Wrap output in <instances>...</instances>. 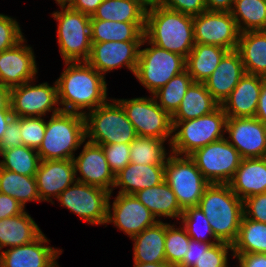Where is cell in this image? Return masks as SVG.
I'll return each mask as SVG.
<instances>
[{"instance_id":"obj_1","label":"cell","mask_w":266,"mask_h":267,"mask_svg":"<svg viewBox=\"0 0 266 267\" xmlns=\"http://www.w3.org/2000/svg\"><path fill=\"white\" fill-rule=\"evenodd\" d=\"M64 64L56 79L61 111L85 115L110 99L106 78L86 61Z\"/></svg>"},{"instance_id":"obj_2","label":"cell","mask_w":266,"mask_h":267,"mask_svg":"<svg viewBox=\"0 0 266 267\" xmlns=\"http://www.w3.org/2000/svg\"><path fill=\"white\" fill-rule=\"evenodd\" d=\"M144 37L186 59L195 45L193 16L158 5L146 11Z\"/></svg>"},{"instance_id":"obj_3","label":"cell","mask_w":266,"mask_h":267,"mask_svg":"<svg viewBox=\"0 0 266 267\" xmlns=\"http://www.w3.org/2000/svg\"><path fill=\"white\" fill-rule=\"evenodd\" d=\"M198 206L208 219L215 237L232 245L244 215L243 200L231 190L229 184L214 183L206 187Z\"/></svg>"},{"instance_id":"obj_4","label":"cell","mask_w":266,"mask_h":267,"mask_svg":"<svg viewBox=\"0 0 266 267\" xmlns=\"http://www.w3.org/2000/svg\"><path fill=\"white\" fill-rule=\"evenodd\" d=\"M85 141L84 115L60 111L46 121L45 135L37 152L40 160H73Z\"/></svg>"},{"instance_id":"obj_5","label":"cell","mask_w":266,"mask_h":267,"mask_svg":"<svg viewBox=\"0 0 266 267\" xmlns=\"http://www.w3.org/2000/svg\"><path fill=\"white\" fill-rule=\"evenodd\" d=\"M84 119L86 139L93 144H131L137 137L132 123L115 98L86 113Z\"/></svg>"},{"instance_id":"obj_6","label":"cell","mask_w":266,"mask_h":267,"mask_svg":"<svg viewBox=\"0 0 266 267\" xmlns=\"http://www.w3.org/2000/svg\"><path fill=\"white\" fill-rule=\"evenodd\" d=\"M227 115L220 105L213 112L201 117L173 123L171 153L189 156L207 144L226 137Z\"/></svg>"},{"instance_id":"obj_7","label":"cell","mask_w":266,"mask_h":267,"mask_svg":"<svg viewBox=\"0 0 266 267\" xmlns=\"http://www.w3.org/2000/svg\"><path fill=\"white\" fill-rule=\"evenodd\" d=\"M58 6L61 11H54L51 16L58 22L57 42L63 61H86L92 47L91 16L73 10L68 5Z\"/></svg>"},{"instance_id":"obj_8","label":"cell","mask_w":266,"mask_h":267,"mask_svg":"<svg viewBox=\"0 0 266 267\" xmlns=\"http://www.w3.org/2000/svg\"><path fill=\"white\" fill-rule=\"evenodd\" d=\"M145 44L150 47L141 49ZM185 62L183 56L162 49L144 37L134 76L153 95L175 75L186 69Z\"/></svg>"},{"instance_id":"obj_9","label":"cell","mask_w":266,"mask_h":267,"mask_svg":"<svg viewBox=\"0 0 266 267\" xmlns=\"http://www.w3.org/2000/svg\"><path fill=\"white\" fill-rule=\"evenodd\" d=\"M132 123L137 136L168 140L170 146L173 136L172 116L164 111L155 97H136L116 99Z\"/></svg>"},{"instance_id":"obj_10","label":"cell","mask_w":266,"mask_h":267,"mask_svg":"<svg viewBox=\"0 0 266 267\" xmlns=\"http://www.w3.org/2000/svg\"><path fill=\"white\" fill-rule=\"evenodd\" d=\"M165 182L176 195L180 207L198 206L210 184L189 156L170 153L165 162Z\"/></svg>"},{"instance_id":"obj_11","label":"cell","mask_w":266,"mask_h":267,"mask_svg":"<svg viewBox=\"0 0 266 267\" xmlns=\"http://www.w3.org/2000/svg\"><path fill=\"white\" fill-rule=\"evenodd\" d=\"M189 157L210 184H228L243 159L226 138L197 149Z\"/></svg>"},{"instance_id":"obj_12","label":"cell","mask_w":266,"mask_h":267,"mask_svg":"<svg viewBox=\"0 0 266 267\" xmlns=\"http://www.w3.org/2000/svg\"><path fill=\"white\" fill-rule=\"evenodd\" d=\"M29 81L10 88V108L14 117H45L61 111L56 81L34 83ZM36 84V85H35Z\"/></svg>"},{"instance_id":"obj_13","label":"cell","mask_w":266,"mask_h":267,"mask_svg":"<svg viewBox=\"0 0 266 267\" xmlns=\"http://www.w3.org/2000/svg\"><path fill=\"white\" fill-rule=\"evenodd\" d=\"M110 192L85 183L75 182L56 199L60 206L91 225H106Z\"/></svg>"},{"instance_id":"obj_14","label":"cell","mask_w":266,"mask_h":267,"mask_svg":"<svg viewBox=\"0 0 266 267\" xmlns=\"http://www.w3.org/2000/svg\"><path fill=\"white\" fill-rule=\"evenodd\" d=\"M194 42L217 45L229 50L238 48L240 31L231 12L204 11L193 16Z\"/></svg>"},{"instance_id":"obj_15","label":"cell","mask_w":266,"mask_h":267,"mask_svg":"<svg viewBox=\"0 0 266 267\" xmlns=\"http://www.w3.org/2000/svg\"><path fill=\"white\" fill-rule=\"evenodd\" d=\"M111 197L112 193L108 202L106 224H114L130 239L158 222L152 212L135 195L117 193L112 205Z\"/></svg>"},{"instance_id":"obj_16","label":"cell","mask_w":266,"mask_h":267,"mask_svg":"<svg viewBox=\"0 0 266 267\" xmlns=\"http://www.w3.org/2000/svg\"><path fill=\"white\" fill-rule=\"evenodd\" d=\"M142 41H109L92 43L86 62L106 77V74L122 67L135 73Z\"/></svg>"},{"instance_id":"obj_17","label":"cell","mask_w":266,"mask_h":267,"mask_svg":"<svg viewBox=\"0 0 266 267\" xmlns=\"http://www.w3.org/2000/svg\"><path fill=\"white\" fill-rule=\"evenodd\" d=\"M225 133L242 158L266 157V126L256 117L227 118Z\"/></svg>"},{"instance_id":"obj_18","label":"cell","mask_w":266,"mask_h":267,"mask_svg":"<svg viewBox=\"0 0 266 267\" xmlns=\"http://www.w3.org/2000/svg\"><path fill=\"white\" fill-rule=\"evenodd\" d=\"M24 38L14 47L0 52V84L12 88L38 78L33 48Z\"/></svg>"},{"instance_id":"obj_19","label":"cell","mask_w":266,"mask_h":267,"mask_svg":"<svg viewBox=\"0 0 266 267\" xmlns=\"http://www.w3.org/2000/svg\"><path fill=\"white\" fill-rule=\"evenodd\" d=\"M73 161L77 182L113 193L115 175L108 165L102 146L86 140L83 149Z\"/></svg>"},{"instance_id":"obj_20","label":"cell","mask_w":266,"mask_h":267,"mask_svg":"<svg viewBox=\"0 0 266 267\" xmlns=\"http://www.w3.org/2000/svg\"><path fill=\"white\" fill-rule=\"evenodd\" d=\"M42 233L33 242L0 252V267H60L58 258L63 250L53 248Z\"/></svg>"},{"instance_id":"obj_21","label":"cell","mask_w":266,"mask_h":267,"mask_svg":"<svg viewBox=\"0 0 266 267\" xmlns=\"http://www.w3.org/2000/svg\"><path fill=\"white\" fill-rule=\"evenodd\" d=\"M37 190L41 202H50L75 183V164L72 159L41 160L35 174Z\"/></svg>"},{"instance_id":"obj_22","label":"cell","mask_w":266,"mask_h":267,"mask_svg":"<svg viewBox=\"0 0 266 267\" xmlns=\"http://www.w3.org/2000/svg\"><path fill=\"white\" fill-rule=\"evenodd\" d=\"M245 73L239 51L237 49L229 50L203 83L212 97L222 105Z\"/></svg>"},{"instance_id":"obj_23","label":"cell","mask_w":266,"mask_h":267,"mask_svg":"<svg viewBox=\"0 0 266 267\" xmlns=\"http://www.w3.org/2000/svg\"><path fill=\"white\" fill-rule=\"evenodd\" d=\"M264 79L245 73L221 105L227 118L255 117Z\"/></svg>"},{"instance_id":"obj_24","label":"cell","mask_w":266,"mask_h":267,"mask_svg":"<svg viewBox=\"0 0 266 267\" xmlns=\"http://www.w3.org/2000/svg\"><path fill=\"white\" fill-rule=\"evenodd\" d=\"M165 164L129 163L115 175L113 190L118 193L134 195L140 190L161 184L165 179Z\"/></svg>"},{"instance_id":"obj_25","label":"cell","mask_w":266,"mask_h":267,"mask_svg":"<svg viewBox=\"0 0 266 267\" xmlns=\"http://www.w3.org/2000/svg\"><path fill=\"white\" fill-rule=\"evenodd\" d=\"M228 184L241 200L265 193L266 157L243 158Z\"/></svg>"},{"instance_id":"obj_26","label":"cell","mask_w":266,"mask_h":267,"mask_svg":"<svg viewBox=\"0 0 266 267\" xmlns=\"http://www.w3.org/2000/svg\"><path fill=\"white\" fill-rule=\"evenodd\" d=\"M133 241V262L166 263L165 223L161 220L131 238Z\"/></svg>"},{"instance_id":"obj_27","label":"cell","mask_w":266,"mask_h":267,"mask_svg":"<svg viewBox=\"0 0 266 267\" xmlns=\"http://www.w3.org/2000/svg\"><path fill=\"white\" fill-rule=\"evenodd\" d=\"M43 232L25 210L23 213L0 220V252L33 242Z\"/></svg>"},{"instance_id":"obj_28","label":"cell","mask_w":266,"mask_h":267,"mask_svg":"<svg viewBox=\"0 0 266 267\" xmlns=\"http://www.w3.org/2000/svg\"><path fill=\"white\" fill-rule=\"evenodd\" d=\"M134 195L152 212L158 221H161V217L180 220L183 209L165 181L154 187L140 190Z\"/></svg>"},{"instance_id":"obj_29","label":"cell","mask_w":266,"mask_h":267,"mask_svg":"<svg viewBox=\"0 0 266 267\" xmlns=\"http://www.w3.org/2000/svg\"><path fill=\"white\" fill-rule=\"evenodd\" d=\"M219 106L220 104L212 97L204 83L192 82L179 108L172 115V122L191 120L207 115Z\"/></svg>"},{"instance_id":"obj_30","label":"cell","mask_w":266,"mask_h":267,"mask_svg":"<svg viewBox=\"0 0 266 267\" xmlns=\"http://www.w3.org/2000/svg\"><path fill=\"white\" fill-rule=\"evenodd\" d=\"M237 50L247 74L266 78V31L240 33Z\"/></svg>"},{"instance_id":"obj_31","label":"cell","mask_w":266,"mask_h":267,"mask_svg":"<svg viewBox=\"0 0 266 267\" xmlns=\"http://www.w3.org/2000/svg\"><path fill=\"white\" fill-rule=\"evenodd\" d=\"M227 51L217 45L195 43L185 62L186 70L193 82L203 83L213 73Z\"/></svg>"},{"instance_id":"obj_32","label":"cell","mask_w":266,"mask_h":267,"mask_svg":"<svg viewBox=\"0 0 266 267\" xmlns=\"http://www.w3.org/2000/svg\"><path fill=\"white\" fill-rule=\"evenodd\" d=\"M145 23L90 19L92 43L109 41H142Z\"/></svg>"},{"instance_id":"obj_33","label":"cell","mask_w":266,"mask_h":267,"mask_svg":"<svg viewBox=\"0 0 266 267\" xmlns=\"http://www.w3.org/2000/svg\"><path fill=\"white\" fill-rule=\"evenodd\" d=\"M146 11L134 0H104L93 13L91 19L145 23Z\"/></svg>"},{"instance_id":"obj_34","label":"cell","mask_w":266,"mask_h":267,"mask_svg":"<svg viewBox=\"0 0 266 267\" xmlns=\"http://www.w3.org/2000/svg\"><path fill=\"white\" fill-rule=\"evenodd\" d=\"M0 193L15 198L26 208L27 202H41L35 176L20 175L0 168Z\"/></svg>"},{"instance_id":"obj_35","label":"cell","mask_w":266,"mask_h":267,"mask_svg":"<svg viewBox=\"0 0 266 267\" xmlns=\"http://www.w3.org/2000/svg\"><path fill=\"white\" fill-rule=\"evenodd\" d=\"M230 12L241 33L266 31V0H235Z\"/></svg>"},{"instance_id":"obj_36","label":"cell","mask_w":266,"mask_h":267,"mask_svg":"<svg viewBox=\"0 0 266 267\" xmlns=\"http://www.w3.org/2000/svg\"><path fill=\"white\" fill-rule=\"evenodd\" d=\"M232 249V253H266V224L243 215Z\"/></svg>"},{"instance_id":"obj_37","label":"cell","mask_w":266,"mask_h":267,"mask_svg":"<svg viewBox=\"0 0 266 267\" xmlns=\"http://www.w3.org/2000/svg\"><path fill=\"white\" fill-rule=\"evenodd\" d=\"M0 156V168L26 176H35L41 161L37 150L25 145L4 150Z\"/></svg>"},{"instance_id":"obj_38","label":"cell","mask_w":266,"mask_h":267,"mask_svg":"<svg viewBox=\"0 0 266 267\" xmlns=\"http://www.w3.org/2000/svg\"><path fill=\"white\" fill-rule=\"evenodd\" d=\"M165 142L151 137L137 136L130 144V163L165 164L171 151L166 149Z\"/></svg>"},{"instance_id":"obj_39","label":"cell","mask_w":266,"mask_h":267,"mask_svg":"<svg viewBox=\"0 0 266 267\" xmlns=\"http://www.w3.org/2000/svg\"><path fill=\"white\" fill-rule=\"evenodd\" d=\"M193 82L192 77L185 69L175 75L162 88L153 94L158 105L171 116L179 108L188 87Z\"/></svg>"},{"instance_id":"obj_40","label":"cell","mask_w":266,"mask_h":267,"mask_svg":"<svg viewBox=\"0 0 266 267\" xmlns=\"http://www.w3.org/2000/svg\"><path fill=\"white\" fill-rule=\"evenodd\" d=\"M179 224L177 227L175 222L165 223V258L170 267H179L182 264L190 242L185 228Z\"/></svg>"},{"instance_id":"obj_41","label":"cell","mask_w":266,"mask_h":267,"mask_svg":"<svg viewBox=\"0 0 266 267\" xmlns=\"http://www.w3.org/2000/svg\"><path fill=\"white\" fill-rule=\"evenodd\" d=\"M180 222L191 239L200 242H219L212 231L208 219L199 206L184 209Z\"/></svg>"},{"instance_id":"obj_42","label":"cell","mask_w":266,"mask_h":267,"mask_svg":"<svg viewBox=\"0 0 266 267\" xmlns=\"http://www.w3.org/2000/svg\"><path fill=\"white\" fill-rule=\"evenodd\" d=\"M229 250L232 245L226 242H202V255L194 267H230Z\"/></svg>"},{"instance_id":"obj_43","label":"cell","mask_w":266,"mask_h":267,"mask_svg":"<svg viewBox=\"0 0 266 267\" xmlns=\"http://www.w3.org/2000/svg\"><path fill=\"white\" fill-rule=\"evenodd\" d=\"M46 117H21V137L23 145L38 149L46 129Z\"/></svg>"},{"instance_id":"obj_44","label":"cell","mask_w":266,"mask_h":267,"mask_svg":"<svg viewBox=\"0 0 266 267\" xmlns=\"http://www.w3.org/2000/svg\"><path fill=\"white\" fill-rule=\"evenodd\" d=\"M23 34L19 22L14 17L0 13V52L17 45L25 38Z\"/></svg>"},{"instance_id":"obj_45","label":"cell","mask_w":266,"mask_h":267,"mask_svg":"<svg viewBox=\"0 0 266 267\" xmlns=\"http://www.w3.org/2000/svg\"><path fill=\"white\" fill-rule=\"evenodd\" d=\"M100 146L103 148L108 165L114 175L130 163V144L116 143Z\"/></svg>"},{"instance_id":"obj_46","label":"cell","mask_w":266,"mask_h":267,"mask_svg":"<svg viewBox=\"0 0 266 267\" xmlns=\"http://www.w3.org/2000/svg\"><path fill=\"white\" fill-rule=\"evenodd\" d=\"M244 216L266 224V192L243 200Z\"/></svg>"},{"instance_id":"obj_47","label":"cell","mask_w":266,"mask_h":267,"mask_svg":"<svg viewBox=\"0 0 266 267\" xmlns=\"http://www.w3.org/2000/svg\"><path fill=\"white\" fill-rule=\"evenodd\" d=\"M160 5L190 16L199 15L207 10L205 0H161Z\"/></svg>"},{"instance_id":"obj_48","label":"cell","mask_w":266,"mask_h":267,"mask_svg":"<svg viewBox=\"0 0 266 267\" xmlns=\"http://www.w3.org/2000/svg\"><path fill=\"white\" fill-rule=\"evenodd\" d=\"M21 117H13L0 140V153L23 145L21 137Z\"/></svg>"},{"instance_id":"obj_49","label":"cell","mask_w":266,"mask_h":267,"mask_svg":"<svg viewBox=\"0 0 266 267\" xmlns=\"http://www.w3.org/2000/svg\"><path fill=\"white\" fill-rule=\"evenodd\" d=\"M25 211V207L15 198L0 193V220L17 216Z\"/></svg>"},{"instance_id":"obj_50","label":"cell","mask_w":266,"mask_h":267,"mask_svg":"<svg viewBox=\"0 0 266 267\" xmlns=\"http://www.w3.org/2000/svg\"><path fill=\"white\" fill-rule=\"evenodd\" d=\"M237 267H266V253H232Z\"/></svg>"},{"instance_id":"obj_51","label":"cell","mask_w":266,"mask_h":267,"mask_svg":"<svg viewBox=\"0 0 266 267\" xmlns=\"http://www.w3.org/2000/svg\"><path fill=\"white\" fill-rule=\"evenodd\" d=\"M202 255V242L190 238L188 250L179 267H194Z\"/></svg>"},{"instance_id":"obj_52","label":"cell","mask_w":266,"mask_h":267,"mask_svg":"<svg viewBox=\"0 0 266 267\" xmlns=\"http://www.w3.org/2000/svg\"><path fill=\"white\" fill-rule=\"evenodd\" d=\"M104 0H70L67 4L71 9L92 16Z\"/></svg>"},{"instance_id":"obj_53","label":"cell","mask_w":266,"mask_h":267,"mask_svg":"<svg viewBox=\"0 0 266 267\" xmlns=\"http://www.w3.org/2000/svg\"><path fill=\"white\" fill-rule=\"evenodd\" d=\"M235 0H205L208 11L230 12Z\"/></svg>"},{"instance_id":"obj_54","label":"cell","mask_w":266,"mask_h":267,"mask_svg":"<svg viewBox=\"0 0 266 267\" xmlns=\"http://www.w3.org/2000/svg\"><path fill=\"white\" fill-rule=\"evenodd\" d=\"M255 117L266 126V78L262 81Z\"/></svg>"},{"instance_id":"obj_55","label":"cell","mask_w":266,"mask_h":267,"mask_svg":"<svg viewBox=\"0 0 266 267\" xmlns=\"http://www.w3.org/2000/svg\"><path fill=\"white\" fill-rule=\"evenodd\" d=\"M9 102L10 88L0 84V110H11Z\"/></svg>"},{"instance_id":"obj_56","label":"cell","mask_w":266,"mask_h":267,"mask_svg":"<svg viewBox=\"0 0 266 267\" xmlns=\"http://www.w3.org/2000/svg\"><path fill=\"white\" fill-rule=\"evenodd\" d=\"M13 117L14 115L11 110H0V140Z\"/></svg>"},{"instance_id":"obj_57","label":"cell","mask_w":266,"mask_h":267,"mask_svg":"<svg viewBox=\"0 0 266 267\" xmlns=\"http://www.w3.org/2000/svg\"><path fill=\"white\" fill-rule=\"evenodd\" d=\"M134 1L138 2L146 10L152 9L160 5L161 2V0H134Z\"/></svg>"},{"instance_id":"obj_58","label":"cell","mask_w":266,"mask_h":267,"mask_svg":"<svg viewBox=\"0 0 266 267\" xmlns=\"http://www.w3.org/2000/svg\"><path fill=\"white\" fill-rule=\"evenodd\" d=\"M133 267H170L167 263H137L133 262Z\"/></svg>"},{"instance_id":"obj_59","label":"cell","mask_w":266,"mask_h":267,"mask_svg":"<svg viewBox=\"0 0 266 267\" xmlns=\"http://www.w3.org/2000/svg\"><path fill=\"white\" fill-rule=\"evenodd\" d=\"M57 5H67L70 0H55Z\"/></svg>"}]
</instances>
